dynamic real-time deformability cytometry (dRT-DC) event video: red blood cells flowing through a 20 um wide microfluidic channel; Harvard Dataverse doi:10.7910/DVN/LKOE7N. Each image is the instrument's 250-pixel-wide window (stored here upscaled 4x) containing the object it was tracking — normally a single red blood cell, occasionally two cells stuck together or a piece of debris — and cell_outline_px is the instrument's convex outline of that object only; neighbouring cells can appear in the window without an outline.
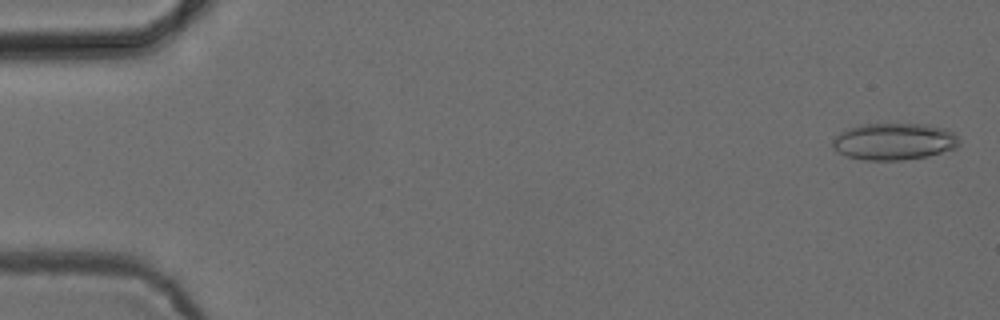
{"species": "common noctule bat (a hibernating species)", "species_latin": "Nyctalus noctula", "temperature_condition": "cold", "stored_images_in_passage": 10, "camera_frame_rate_fps": 3000, "um_per_image_px": 0.085, "animal": {"sex": "female", "body_mass_g": 24.6, "forearm_length_mm": 56.2}, "frame": {"image": 1, "passage_image": 2, "time_ms": 0.333, "image_size_px": [1000, 320], "cell_outline_px": [[960, 144], [956, 148], [928, 156], [904, 160], [864, 160], [848, 156], [836, 152], [832, 148], [832, 140], [844, 128], [860, 124], [928, 124], [944, 128], [952, 132], [960, 140]], "centroid_in_image_um": [75.96, 12.02], "position_along_channel_um": 9.0, "area_um2": 27.51}}